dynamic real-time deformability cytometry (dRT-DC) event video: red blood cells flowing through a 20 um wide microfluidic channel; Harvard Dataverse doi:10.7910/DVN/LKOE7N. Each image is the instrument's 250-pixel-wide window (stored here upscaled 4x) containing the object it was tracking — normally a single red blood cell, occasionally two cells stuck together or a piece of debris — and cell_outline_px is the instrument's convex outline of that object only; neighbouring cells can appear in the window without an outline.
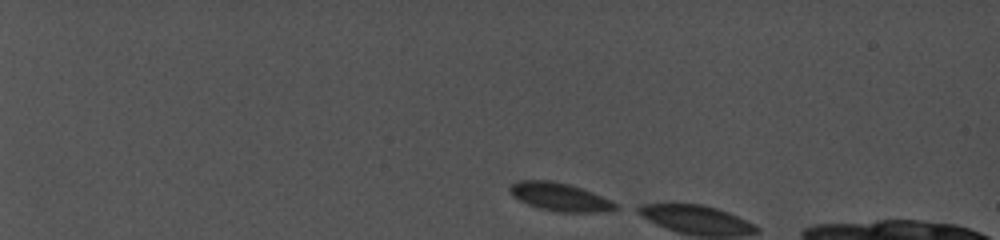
{"species": "common noctule bat (a hibernating species)", "species_latin": "Nyctalus noctula", "temperature_condition": "cold", "stored_images_in_passage": 4, "camera_frame_rate_fps": 5000, "um_per_image_px": 0.085, "animal": {"sex": "female", "body_mass_g": 19.0, "forearm_length_mm": 56.7}, "frame": {"image": 1, "passage_image": 1, "time_ms": 0.0, "image_size_px": [1000, 240], "cell_outline_px": [[620, 208], [612, 212], [556, 212], [536, 208], [512, 196], [508, 192], [508, 188], [516, 180], [552, 180], [568, 184], [592, 192], [612, 200], [620, 204]], "centroid_in_image_um": [47.62, 16.75], "position_along_channel_um": 37.4, "area_um2": 17.8}}